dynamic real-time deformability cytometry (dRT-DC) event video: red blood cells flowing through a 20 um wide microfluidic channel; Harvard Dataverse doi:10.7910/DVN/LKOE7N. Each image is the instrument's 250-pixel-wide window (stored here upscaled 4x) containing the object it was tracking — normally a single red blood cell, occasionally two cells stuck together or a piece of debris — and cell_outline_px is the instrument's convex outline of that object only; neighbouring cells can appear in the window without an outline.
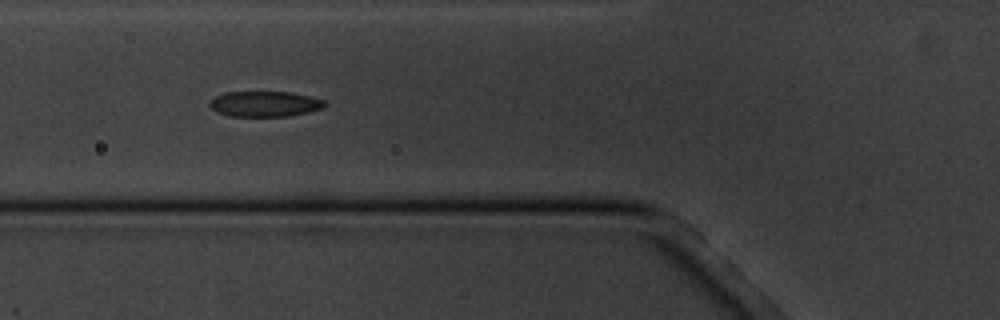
{"species": "common noctule bat (a hibernating species)", "species_latin": "Nyctalus noctula", "temperature_condition": "cold", "stored_images_in_passage": 6, "camera_frame_rate_fps": 3000, "um_per_image_px": 0.085, "animal": {"sex": "male", "body_mass_g": 20.1, "forearm_length_mm": 53.5}, "frame": {"image": 1, "passage_image": 5, "time_ms": 5.667, "image_size_px": [1000, 320], "cell_outline_px": [[328, 104], [324, 108], [288, 116], [228, 116], [216, 112], [208, 104], [216, 96], [224, 92], [288, 92], [308, 96], [324, 100]], "centroid_in_image_um": [22.5, 8.83], "position_along_channel_um": 103.3, "area_um2": 16.99}}
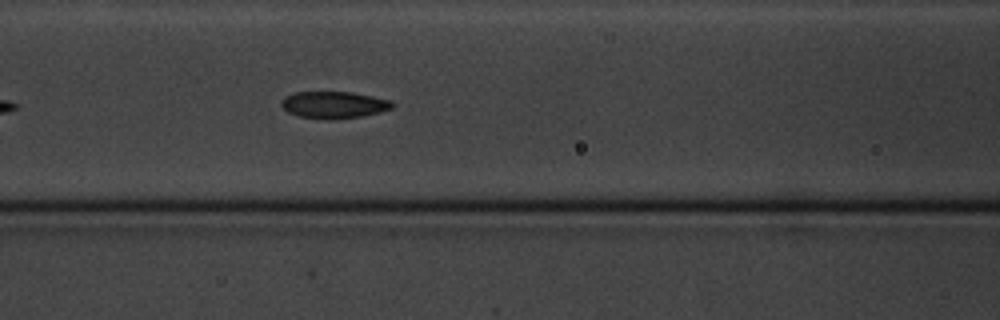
{"frame": {"image": 2, "passage_image": 6, "time_ms": 6.667, "image_size_px": [1000, 320], "cell_outline_px": [[396, 104], [392, 108], [380, 112], [360, 116], [332, 120], [324, 120], [296, 116], [288, 112], [280, 104], [280, 100], [284, 96], [296, 92], [352, 92], [392, 100]], "centroid_in_image_um": [28.36, 8.92], "position_along_channel_um": 138.2, "area_um2": 17.69}}